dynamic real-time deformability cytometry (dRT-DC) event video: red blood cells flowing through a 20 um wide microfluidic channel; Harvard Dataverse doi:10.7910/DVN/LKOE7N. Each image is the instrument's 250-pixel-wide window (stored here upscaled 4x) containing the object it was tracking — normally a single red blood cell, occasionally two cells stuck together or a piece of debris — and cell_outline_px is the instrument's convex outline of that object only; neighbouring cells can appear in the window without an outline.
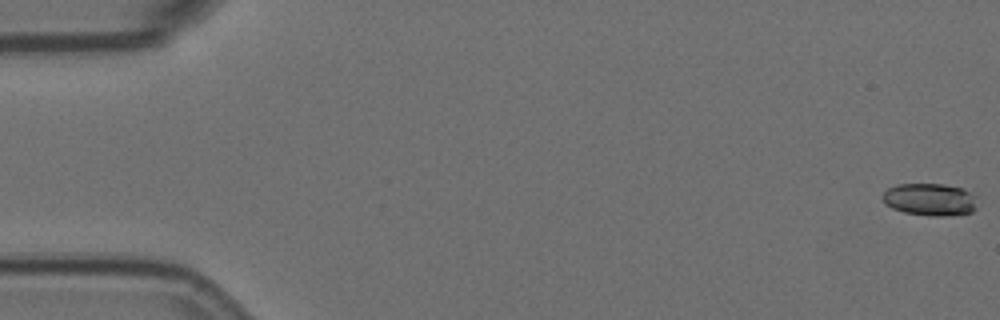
{"species": "Egyptian fruit bat (a non-hibernating species)", "species_latin": "Rousettus aegyptiacus", "temperature_condition": "room temperature", "stored_images_in_passage": 4, "camera_frame_rate_fps": 3000, "um_per_image_px": 0.085, "animal": {"sex": "female"}, "frame": {"image": 1, "passage_image": 4, "time_ms": 1.0, "image_size_px": [1000, 320], "cell_outline_px": [[976, 208], [972, 212], [948, 216], [928, 216], [904, 212], [892, 208], [884, 204], [880, 200], [880, 196], [888, 188], [896, 184], [944, 184], [960, 188], [968, 192], [972, 196]], "centroid_in_image_um": [78.94, 16.96], "position_along_channel_um": 6.1, "area_um2": 17.86}}